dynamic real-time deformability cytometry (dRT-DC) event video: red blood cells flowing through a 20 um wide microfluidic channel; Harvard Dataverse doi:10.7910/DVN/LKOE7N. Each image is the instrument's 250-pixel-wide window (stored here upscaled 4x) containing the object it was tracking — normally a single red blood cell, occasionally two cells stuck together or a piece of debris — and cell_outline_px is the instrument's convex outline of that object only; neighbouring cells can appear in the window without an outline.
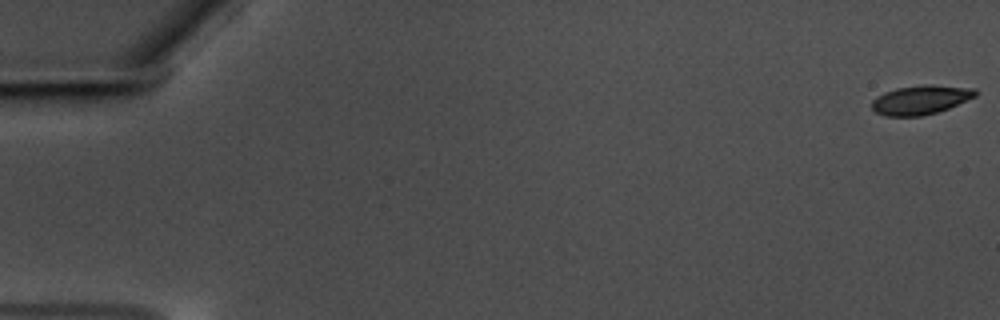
{"species": "common noctule bat (a hibernating species)", "species_latin": "Nyctalus noctula", "temperature_condition": "warm", "stored_images_in_passage": 59, "camera_frame_rate_fps": 3000, "um_per_image_px": 0.085, "animal": {"sex": "male", "body_mass_g": 17.5, "forearm_length_mm": 52.3}, "frame": {"image": 1, "passage_image": 1, "time_ms": 0.0, "image_size_px": [1000, 320], "cell_outline_px": [[980, 92], [976, 96], [948, 108], [936, 112], [920, 116], [884, 116], [876, 112], [872, 108], [872, 100], [876, 96], [884, 92], [896, 88], [924, 84], [932, 84], [976, 88]], "centroid_in_image_um": [78.27, 8.46], "position_along_channel_um": 6.7, "area_um2": 17.74}}
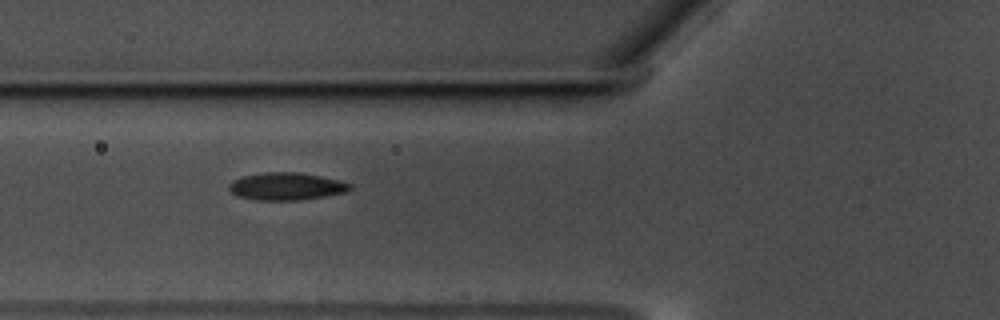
{"frame": {"image": 2, "passage_image": 23, "time_ms": 7.333, "image_size_px": [1000, 320], "cell_outline_px": [[352, 188], [348, 192], [300, 200], [256, 200], [240, 196], [232, 192], [228, 188], [228, 184], [232, 180], [244, 176], [264, 172], [296, 172], [320, 176], [340, 180], [352, 184]], "centroid_in_image_um": [24.36, 15.84], "position_along_channel_um": 101.4, "area_um2": 19.36}}
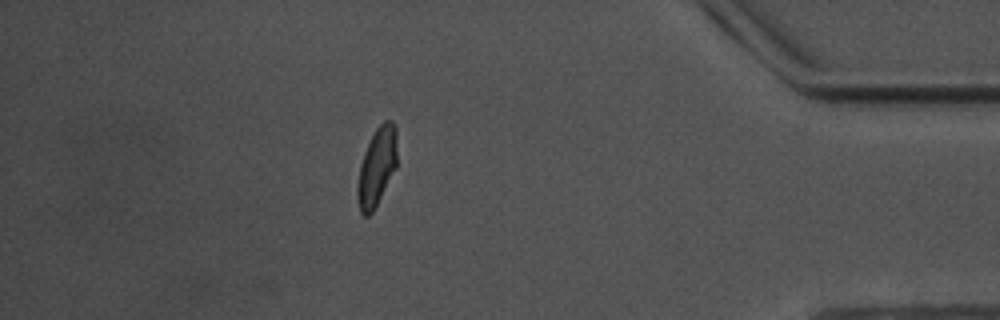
{"frame": {"image": 3, "passage_image": 52, "time_ms": 17.0, "image_size_px": [1000, 320], "cell_outline_px": [[396, 168], [372, 212], [368, 216], [364, 216], [360, 212], [356, 196], [356, 188], [360, 164], [364, 152], [376, 128], [384, 120], [392, 120], [396, 124]], "centroid_in_image_um": [32.02, 14.17], "position_along_channel_um": 403.2, "area_um2": 18.03}, "authors_computed_cell_mechanics": {"area_um2": 18.1492, "velocity_mm_per_s": 3.534, "shape_relaxation_time_tau1_ms": 5.1758, "shape_relaxation_time_tau2_ms": 1.2542, "deformation_change_tau1": 0.1321, "deformation_change_tau2": 0.062}}